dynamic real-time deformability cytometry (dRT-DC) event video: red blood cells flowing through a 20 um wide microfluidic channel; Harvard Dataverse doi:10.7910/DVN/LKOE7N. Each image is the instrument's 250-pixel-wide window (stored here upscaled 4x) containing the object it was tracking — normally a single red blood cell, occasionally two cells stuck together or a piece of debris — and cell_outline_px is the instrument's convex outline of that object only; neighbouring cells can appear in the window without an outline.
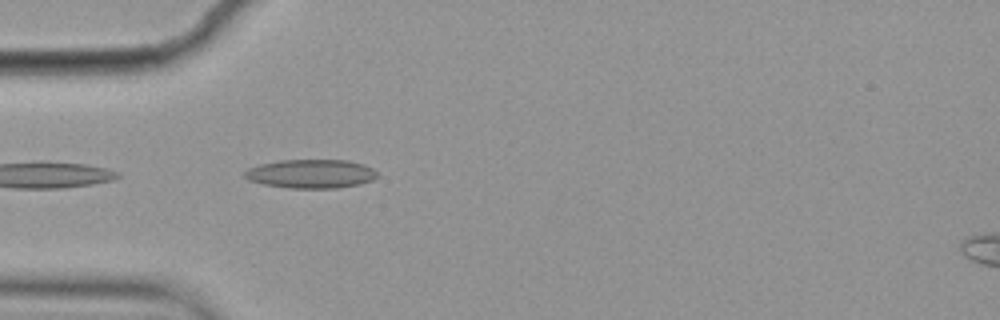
{"species": "common noctule bat (a hibernating species)", "species_latin": "Nyctalus noctula", "temperature_condition": "cold", "stored_images_in_passage": 1, "camera_frame_rate_fps": 3000, "um_per_image_px": 0.085, "animal": {"sex": "female", "body_mass_g": 19.9}, "frame": {"image": 1, "passage_image": 1, "time_ms": 0.0, "image_size_px": [1000, 320], "cell_outline_px": [[380, 176], [372, 180], [360, 184], [336, 188], [292, 188], [264, 184], [248, 180], [244, 176], [244, 172], [248, 168], [260, 164], [280, 160], [348, 160], [364, 164], [372, 168]], "centroid_in_image_um": [26.45, 14.77], "position_along_channel_um": 58.5, "area_um2": 22.31}}